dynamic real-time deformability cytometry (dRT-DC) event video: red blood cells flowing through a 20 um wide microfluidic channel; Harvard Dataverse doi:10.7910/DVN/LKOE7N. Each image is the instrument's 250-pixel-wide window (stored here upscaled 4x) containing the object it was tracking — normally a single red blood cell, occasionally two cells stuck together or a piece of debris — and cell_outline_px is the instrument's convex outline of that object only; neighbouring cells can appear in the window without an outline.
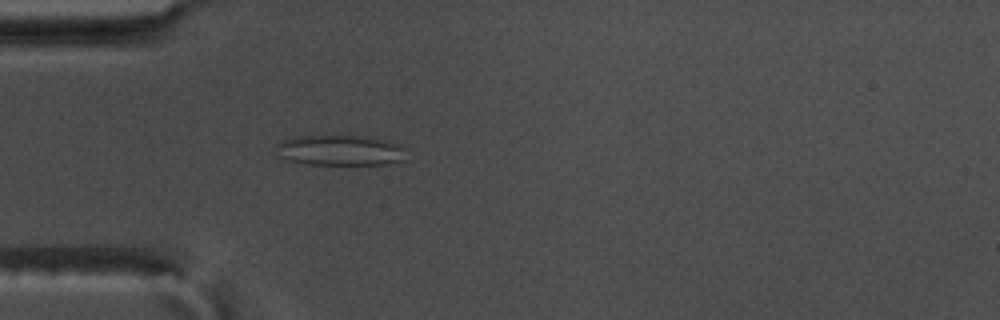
{"species": "common noctule bat (a hibernating species)", "species_latin": "Nyctalus noctula", "temperature_condition": "warm", "stored_images_in_passage": 58, "camera_frame_rate_fps": 3000, "um_per_image_px": 0.085, "animal": {"sex": "male", "body_mass_g": 17.5, "forearm_length_mm": 52.3}, "frame": {"image": 1, "passage_image": 18, "time_ms": 5.667, "image_size_px": [1000, 320], "cell_outline_px": [[404, 160], [388, 164], [304, 164], [288, 160], [280, 156], [276, 144], [284, 140], [296, 136], [364, 136], [388, 140], [400, 144], [404, 148]], "centroid_in_image_um": [28.94, 12.77], "position_along_channel_um": 56.1, "area_um2": 23.0}}
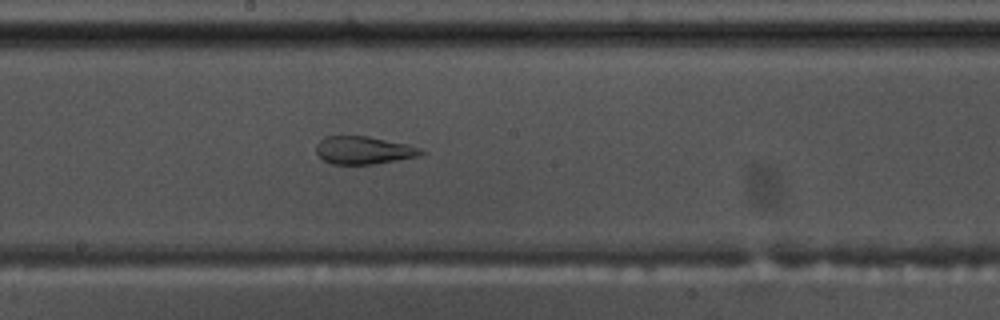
{"frame": {"image": 2, "passage_image": 32, "time_ms": 10.333, "image_size_px": [1000, 320], "cell_outline_px": [[424, 152], [420, 156], [372, 164], [332, 164], [324, 160], [316, 152], [316, 144], [324, 136], [368, 136], [408, 144], [420, 148]], "centroid_in_image_um": [30.9, 12.76], "position_along_channel_um": 217.3, "area_um2": 16.94}}
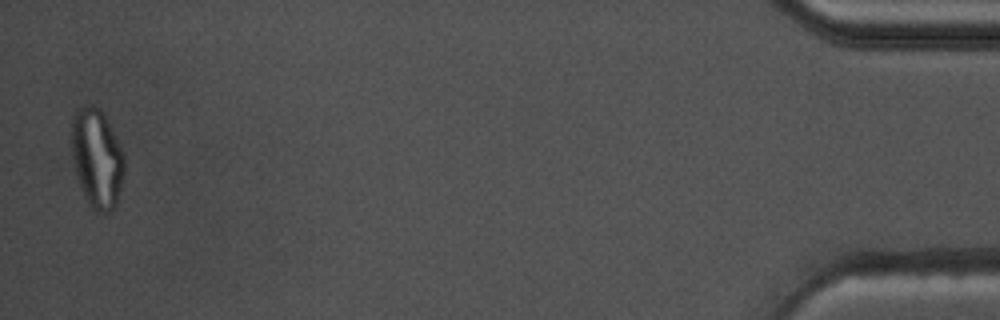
{"frame": {"image": 3, "passage_image": 57, "time_ms": 18.667, "image_size_px": [1000, 320], "cell_outline_px": [[124, 172], [116, 204], [108, 212], [100, 212], [92, 208], [80, 184], [76, 172], [72, 156], [72, 116], [76, 108], [84, 104], [92, 104], [100, 108], [104, 112], [124, 156]], "centroid_in_image_um": [8.23, 13.36], "position_along_channel_um": 427.0, "area_um2": 30.11}, "authors_computed_cell_mechanics": {"area_um2": 26.01, "velocity_mm_per_s": 3.5994, "shape_relaxation_time_tau1_ms": null, "shape_relaxation_time_tau2_ms": 1.5061, "deformation_change_tau1": null, "deformation_change_tau2": 0.0963}}